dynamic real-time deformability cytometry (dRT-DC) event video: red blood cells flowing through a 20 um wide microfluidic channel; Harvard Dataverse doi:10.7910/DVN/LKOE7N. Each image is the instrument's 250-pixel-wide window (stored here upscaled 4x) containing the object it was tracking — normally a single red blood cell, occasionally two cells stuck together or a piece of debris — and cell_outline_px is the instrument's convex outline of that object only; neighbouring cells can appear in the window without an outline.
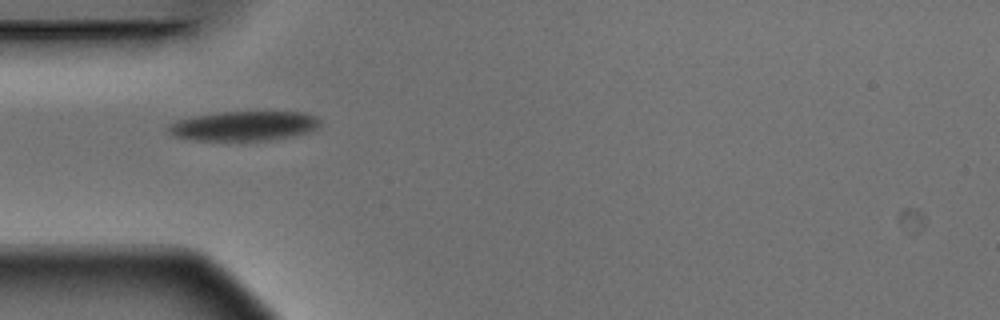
{"species": "Egyptian fruit bat (a non-hibernating species)", "species_latin": "Rousettus aegyptiacus", "temperature_condition": "warm", "stored_images_in_passage": 10, "camera_frame_rate_fps": 3000, "um_per_image_px": 0.085, "animal": {"sex": "male"}, "frame": {"image": 1, "passage_image": 4, "time_ms": 1.0, "image_size_px": [1000, 320], "cell_outline_px": [[320, 128], [308, 132], [292, 136], [272, 140], [196, 140], [176, 136], [168, 132], [168, 124], [176, 120], [192, 116], [216, 112], [304, 112], [316, 116], [320, 120]], "centroid_in_image_um": [20.76, 10.69], "position_along_channel_um": 64.2, "area_um2": 26.3}}
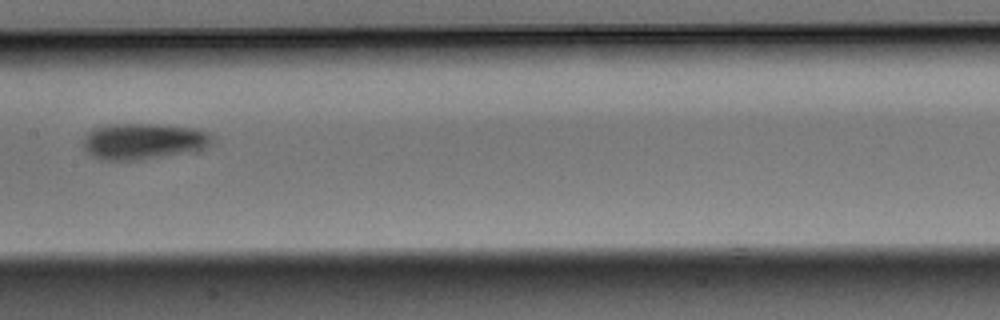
{"frame": {"image": 2, "passage_image": 7, "time_ms": 2.0, "image_size_px": [1000, 320], "cell_outline_px": [[212, 144], [200, 148], [140, 160], [100, 160], [84, 152], [84, 140], [88, 132], [92, 128], [112, 124], [160, 124], [196, 128], [208, 132], [212, 136]], "centroid_in_image_um": [12.12, 11.99], "position_along_channel_um": 195.3, "area_um2": 26.88}}
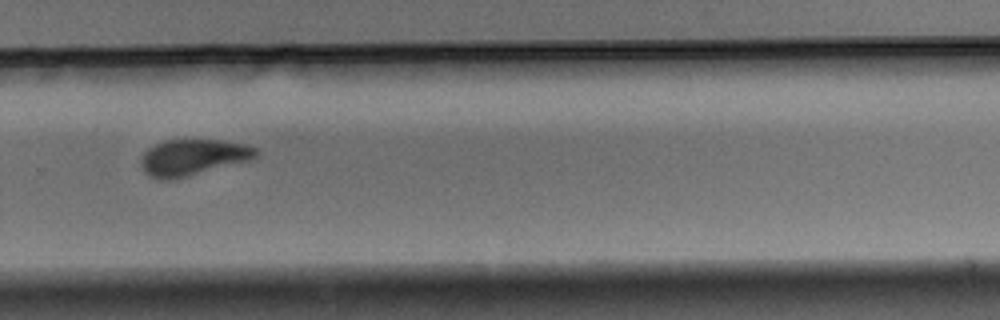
{"frame": {"image": 3, "passage_image": 10, "time_ms": 3.0, "image_size_px": [1000, 320], "cell_outline_px": [[260, 152], [256, 160], [172, 180], [160, 180], [148, 176], [140, 168], [140, 160], [144, 152], [148, 148], [156, 144], [168, 140], [220, 140], [244, 144], [260, 148]], "centroid_in_image_um": [16.46, 13.4], "position_along_channel_um": 313.3, "area_um2": 24.97}}